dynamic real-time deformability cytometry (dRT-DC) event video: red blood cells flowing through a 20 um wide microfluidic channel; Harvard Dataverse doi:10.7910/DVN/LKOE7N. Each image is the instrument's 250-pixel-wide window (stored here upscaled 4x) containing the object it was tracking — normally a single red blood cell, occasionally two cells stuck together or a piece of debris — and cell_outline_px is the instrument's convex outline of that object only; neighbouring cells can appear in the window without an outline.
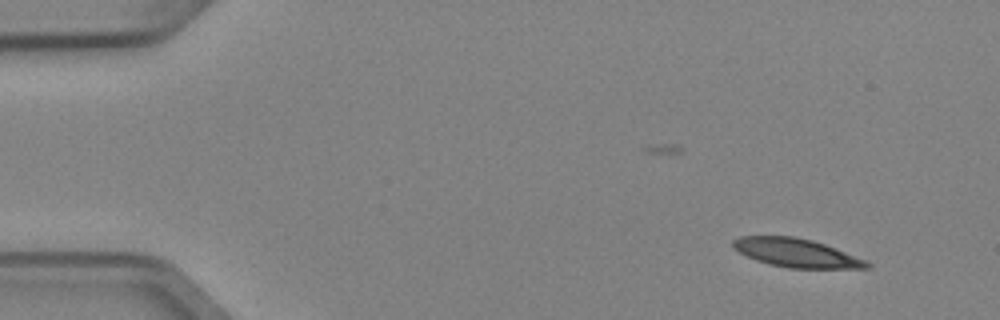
{"species": "Egyptian fruit bat (a non-hibernating species)", "species_latin": "Rousettus aegyptiacus", "temperature_condition": "cold", "stored_images_in_passage": 4, "camera_frame_rate_fps": 3000, "um_per_image_px": 0.085, "animal": {"sex": "female"}, "frame": {"image": 1, "passage_image": 1, "time_ms": 0.0, "image_size_px": [1000, 320], "cell_outline_px": [[872, 268], [788, 268], [768, 264], [756, 260], [732, 248], [732, 240], [740, 236], [792, 236], [812, 240], [824, 244], [864, 260], [872, 264]], "centroid_in_image_um": [67.64, 21.49], "position_along_channel_um": 17.4, "area_um2": 22.08}}